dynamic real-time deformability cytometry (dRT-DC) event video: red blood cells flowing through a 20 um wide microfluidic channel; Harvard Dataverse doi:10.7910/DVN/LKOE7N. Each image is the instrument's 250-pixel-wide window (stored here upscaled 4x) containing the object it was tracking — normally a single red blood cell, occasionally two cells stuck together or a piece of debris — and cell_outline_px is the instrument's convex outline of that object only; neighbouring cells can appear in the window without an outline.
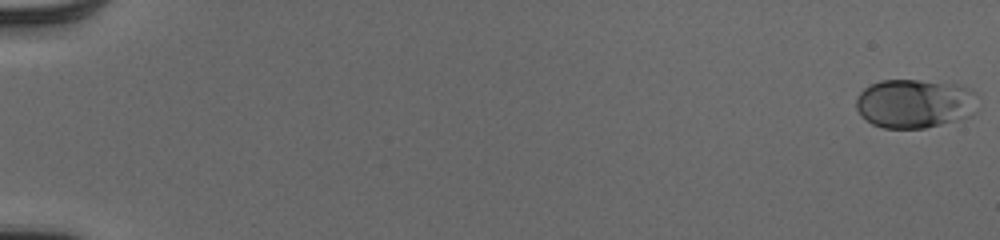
{"species": "human", "species_latin": "Homo sapiens", "temperature_condition": "cold", "stored_images_in_passage": 54, "camera_frame_rate_fps": 3000, "um_per_image_px": 0.085, "donor": {"sex": "male"}, "frame": {"image": 1, "passage_image": 1, "time_ms": 0.0, "image_size_px": [1000, 240], "cell_outline_px": [[976, 92], [968, 116], [940, 124], [924, 128], [884, 128], [872, 124], [856, 108], [856, 100], [860, 92], [864, 88], [880, 80], [916, 80], [960, 84]], "centroid_in_image_um": [77.68, 8.78], "position_along_channel_um": 7.3, "area_um2": 34.04}}
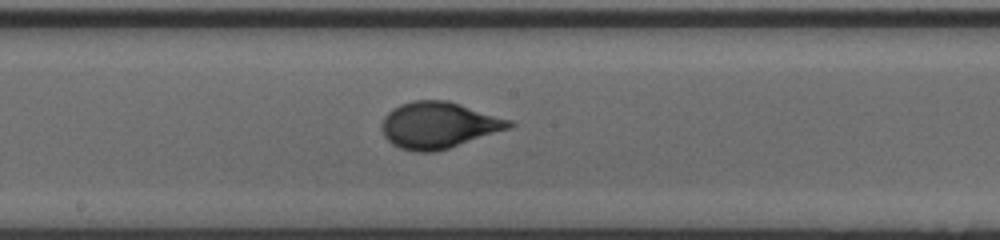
{"frame": {"image": 2, "passage_image": 31, "time_ms": 10.0, "image_size_px": [1000, 240], "cell_outline_px": [[516, 124], [512, 128], [436, 152], [416, 152], [400, 148], [392, 144], [384, 136], [380, 128], [380, 124], [384, 116], [392, 108], [400, 104], [412, 100], [448, 100], [512, 120]], "centroid_in_image_um": [37.28, 10.63], "position_along_channel_um": 210.9, "area_um2": 34.85}}
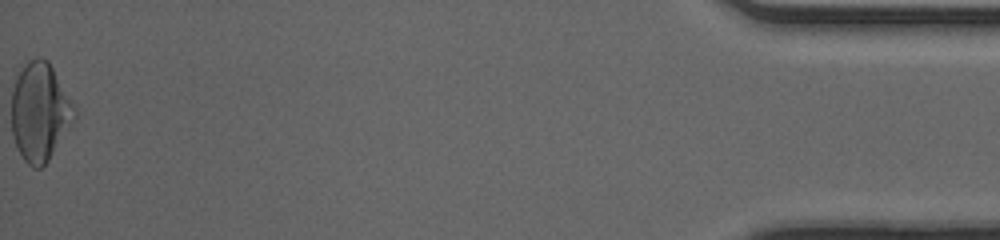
{"frame": {"image": 3, "passage_image": 54, "time_ms": 17.667, "image_size_px": [1000, 240], "cell_outline_px": [[76, 116], [48, 160], [40, 168], [32, 168], [24, 160], [16, 148], [12, 136], [12, 88], [16, 76], [24, 64], [28, 60], [36, 56], [40, 56], [48, 60], [76, 108]], "centroid_in_image_um": [3.36, 9.48], "position_along_channel_um": 431.8, "area_um2": 36.07}, "authors_computed_cell_mechanics": {"area_um2": 33.1483, "velocity_mm_per_s": 4.0286, "shape_relaxation_time_tau1_ms": 4.3182, "shape_relaxation_time_tau2_ms": null, "deformation_change_tau1": 0.1711, "deformation_change_tau2": null}}